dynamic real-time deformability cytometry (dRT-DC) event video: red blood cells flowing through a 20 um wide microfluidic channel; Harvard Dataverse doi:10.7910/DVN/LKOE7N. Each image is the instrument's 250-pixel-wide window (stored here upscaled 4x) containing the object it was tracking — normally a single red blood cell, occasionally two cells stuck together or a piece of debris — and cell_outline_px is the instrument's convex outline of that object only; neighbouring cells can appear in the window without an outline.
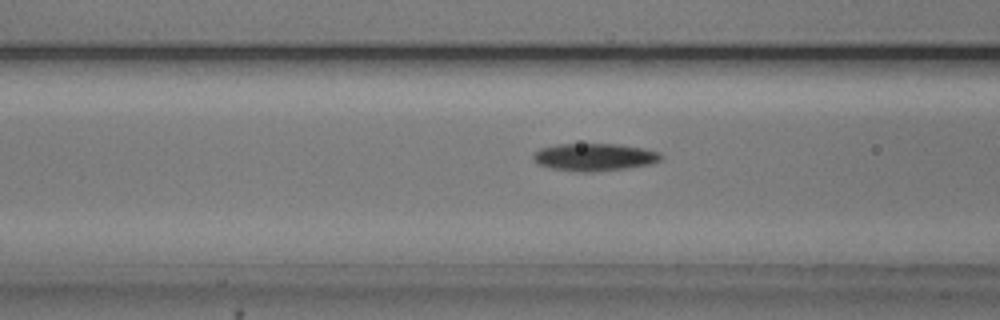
{"species": "common noctule bat (a hibernating species)", "species_latin": "Nyctalus noctula", "temperature_condition": "cold", "stored_images_in_passage": 47, "camera_frame_rate_fps": 3000, "um_per_image_px": 0.085, "animal": {"sex": "male", "body_mass_g": 20.5, "forearm_length_mm": 52.5}, "frame": {"image": 1, "passage_image": 14, "time_ms": 4.333, "image_size_px": [1000, 320], "cell_outline_px": [[664, 156], [660, 160], [652, 164], [624, 168], [592, 172], [580, 172], [548, 168], [536, 164], [532, 160], [532, 156], [540, 148], [556, 144], [620, 144], [644, 148], [660, 152]], "centroid_in_image_um": [50.5, 13.35], "position_along_channel_um": 116.1, "area_um2": 20.75}}
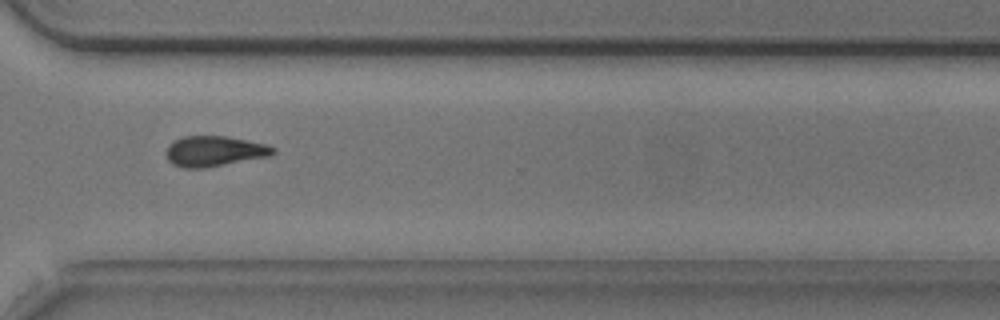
{"frame": {"image": 2, "passage_image": 33, "time_ms": 10.667, "image_size_px": [1000, 320], "cell_outline_px": [[276, 152], [268, 156], [204, 168], [184, 168], [172, 164], [168, 160], [168, 144], [184, 136], [228, 136], [268, 144], [276, 148]], "centroid_in_image_um": [18.26, 12.84], "position_along_channel_um": 352.3, "area_um2": 18.84}}
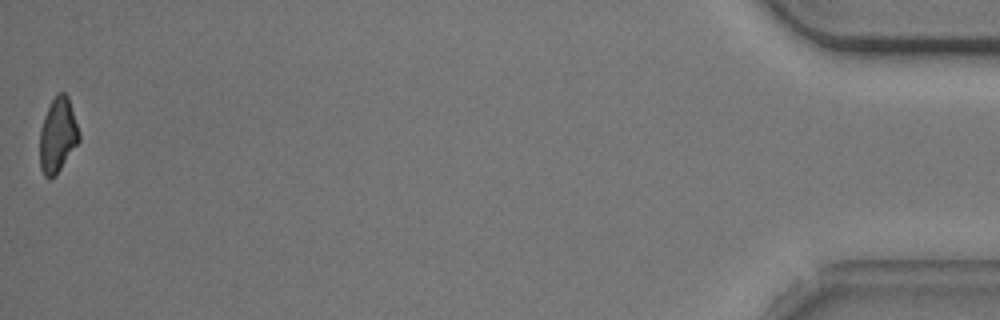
{"frame": {"image": 3, "passage_image": 47, "time_ms": 15.333, "image_size_px": [1000, 320], "cell_outline_px": [[80, 140], [56, 176], [48, 180], [44, 176], [40, 168], [40, 128], [44, 116], [52, 100], [60, 92], [64, 92], [68, 96], [80, 132]], "centroid_in_image_um": [4.91, 11.53], "position_along_channel_um": 430.3, "area_um2": 17.22}, "authors_computed_cell_mechanics": {"area_um2": 19.3052, "velocity_mm_per_s": 3.7321, "shape_relaxation_time_tau1_ms": 3.9714, "shape_relaxation_time_tau2_ms": null, "deformation_change_tau1": 0.1364, "deformation_change_tau2": null}}